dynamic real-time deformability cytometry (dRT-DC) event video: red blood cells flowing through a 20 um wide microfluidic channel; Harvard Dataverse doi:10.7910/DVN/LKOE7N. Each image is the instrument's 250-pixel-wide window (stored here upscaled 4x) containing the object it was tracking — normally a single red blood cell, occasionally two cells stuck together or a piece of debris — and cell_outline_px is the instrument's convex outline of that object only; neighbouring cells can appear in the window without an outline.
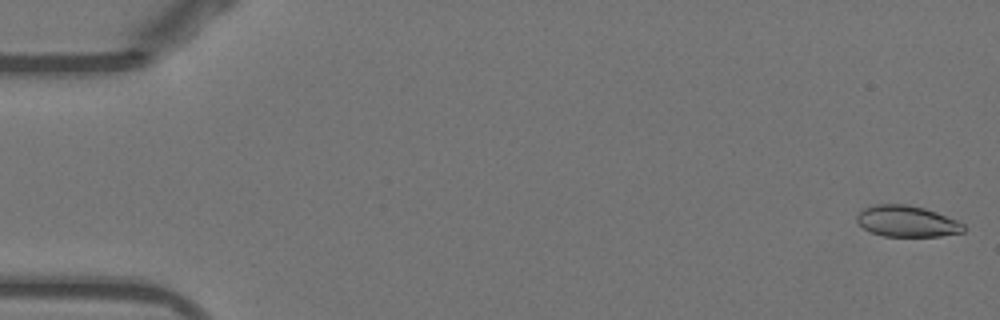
{"species": "Egyptian fruit bat (a non-hibernating species)", "species_latin": "Rousettus aegyptiacus", "temperature_condition": "warm", "stored_images_in_passage": 52, "camera_frame_rate_fps": 3000, "um_per_image_px": 0.085, "animal": {"sex": "female"}, "frame": {"image": 1, "passage_image": 1, "time_ms": 0.0, "image_size_px": [1000, 320], "cell_outline_px": [[964, 232], [940, 236], [884, 236], [868, 232], [856, 220], [856, 216], [864, 208], [876, 204], [908, 204], [924, 208], [936, 212], [956, 220], [964, 224]], "centroid_in_image_um": [77.07, 18.81], "position_along_channel_um": 7.9, "area_um2": 19.36}}
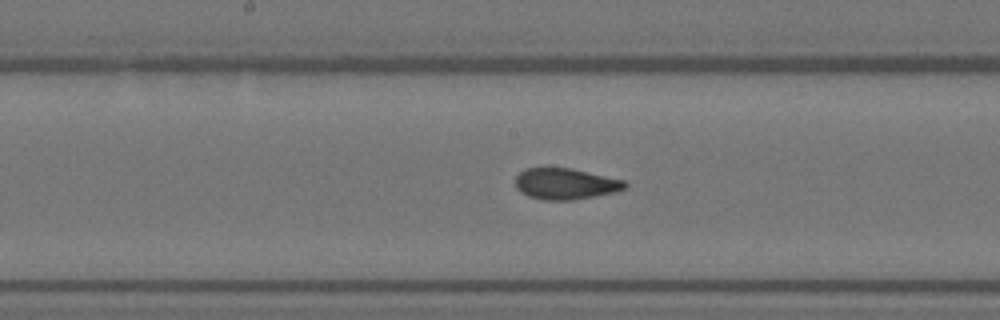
{"frame": {"image": 2, "passage_image": 27, "time_ms": 8.667, "image_size_px": [1000, 320], "cell_outline_px": [[628, 184], [624, 188], [612, 192], [572, 200], [540, 200], [528, 196], [520, 192], [516, 188], [516, 176], [524, 168], [572, 168], [624, 180]], "centroid_in_image_um": [48.01, 15.62], "position_along_channel_um": 200.2, "area_um2": 19.77}}
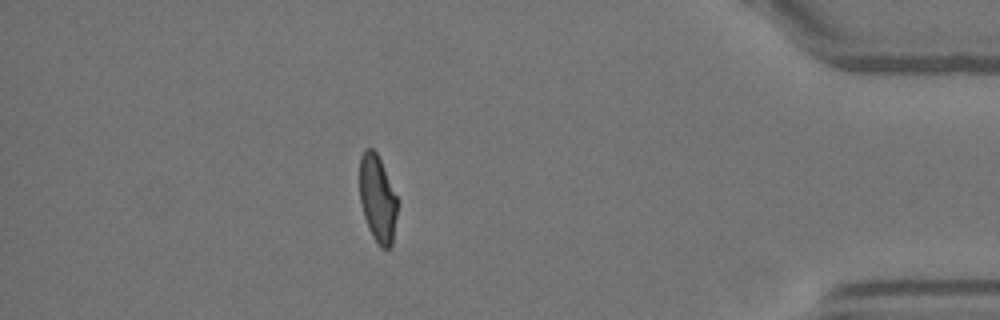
{"frame": {"image": 3, "passage_image": 46, "time_ms": 15.0, "image_size_px": [1000, 320], "cell_outline_px": [[396, 216], [392, 244], [388, 248], [380, 248], [372, 236], [368, 228], [364, 216], [360, 200], [360, 156], [364, 148], [372, 148], [376, 152], [380, 160], [396, 196]], "centroid_in_image_um": [32.06, 16.89], "position_along_channel_um": 403.1, "area_um2": 18.84}, "authors_computed_cell_mechanics": {"area_um2": 20.1144, "velocity_mm_per_s": 3.8864, "shape_relaxation_time_tau1_ms": 5.2573, "shape_relaxation_time_tau2_ms": 1.3205, "deformation_change_tau1": 0.1714, "deformation_change_tau2": 0.0524}}